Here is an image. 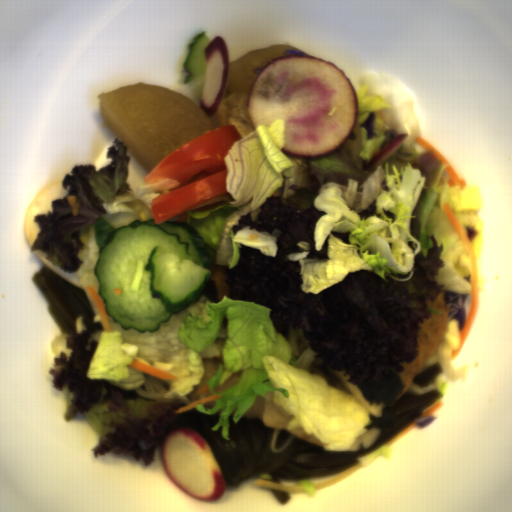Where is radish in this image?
Returning a JSON list of instances; mask_svg holds the SVG:
<instances>
[{
    "instance_id": "radish-1",
    "label": "radish",
    "mask_w": 512,
    "mask_h": 512,
    "mask_svg": "<svg viewBox=\"0 0 512 512\" xmlns=\"http://www.w3.org/2000/svg\"><path fill=\"white\" fill-rule=\"evenodd\" d=\"M113 140L149 173L171 152L218 127L217 120L169 87L134 82L97 97Z\"/></svg>"
}]
</instances>
